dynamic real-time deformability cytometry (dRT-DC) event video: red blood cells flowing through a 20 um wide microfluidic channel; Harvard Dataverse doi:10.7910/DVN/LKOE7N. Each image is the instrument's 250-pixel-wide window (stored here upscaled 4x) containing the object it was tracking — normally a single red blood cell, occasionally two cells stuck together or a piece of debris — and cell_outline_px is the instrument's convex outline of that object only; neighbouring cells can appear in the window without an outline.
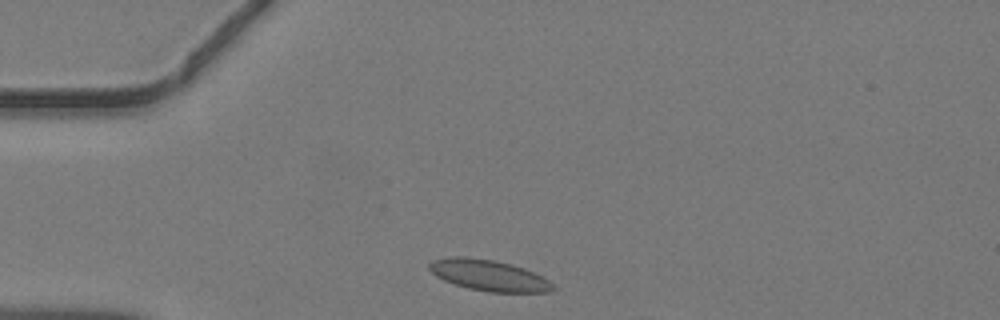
{"species": "common noctule bat (a hibernating species)", "species_latin": "Nyctalus noctula", "temperature_condition": "warm", "stored_images_in_passage": 7, "camera_frame_rate_fps": 3000, "um_per_image_px": 0.085, "animal": {"sex": "male", "body_mass_g": 19.2, "forearm_length_mm": 51.8}, "frame": {"image": 1, "passage_image": 1, "time_ms": 0.0, "image_size_px": [1000, 320], "cell_outline_px": [[556, 288], [552, 292], [488, 292], [468, 288], [444, 280], [436, 276], [428, 268], [428, 264], [432, 260], [452, 256], [464, 256], [496, 260], [512, 264], [524, 268], [544, 276]], "centroid_in_image_um": [41.57, 23.39], "position_along_channel_um": 43.4, "area_um2": 22.54}}
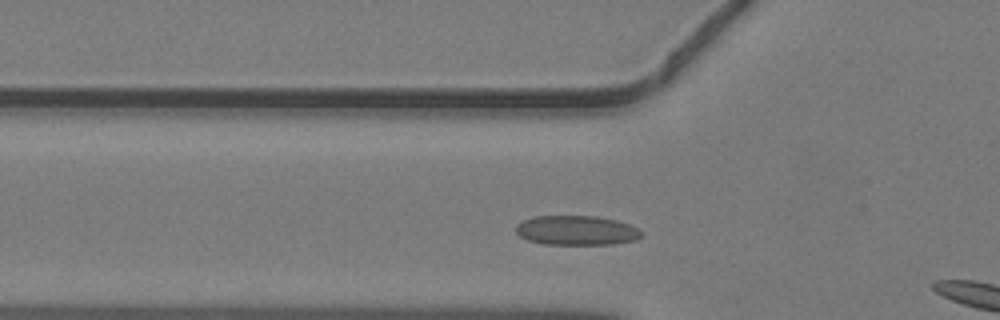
{"frame": {"image": 2, "passage_image": 5, "time_ms": 1.333, "image_size_px": [1000, 320], "cell_outline_px": [[644, 232], [636, 240], [612, 244], [544, 244], [528, 240], [520, 236], [516, 232], [516, 224], [524, 220], [536, 216], [596, 216], [616, 220], [628, 224]], "centroid_in_image_um": [49.0, 19.58], "position_along_channel_um": 76.8, "area_um2": 21.5}}